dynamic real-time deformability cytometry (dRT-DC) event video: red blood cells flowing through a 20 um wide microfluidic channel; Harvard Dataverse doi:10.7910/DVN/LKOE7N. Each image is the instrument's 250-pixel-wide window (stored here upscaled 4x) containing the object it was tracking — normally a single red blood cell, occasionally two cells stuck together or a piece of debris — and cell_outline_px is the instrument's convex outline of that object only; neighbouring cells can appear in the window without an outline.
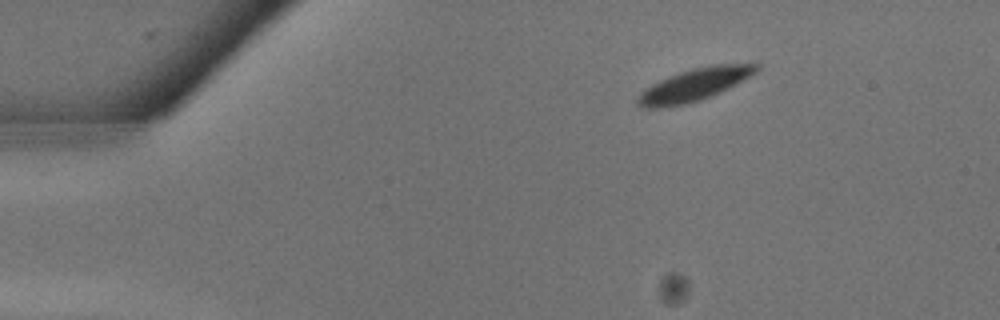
{"species": "common noctule bat (a hibernating species)", "species_latin": "Nyctalus noctula", "temperature_condition": "warm", "stored_images_in_passage": 19, "camera_frame_rate_fps": 3000, "um_per_image_px": 0.085, "animal": {"sex": "male", "body_mass_g": 13.3}, "frame": {"image": 1, "passage_image": 4, "time_ms": 1.0, "image_size_px": [1000, 320], "cell_outline_px": [[760, 68], [756, 72], [700, 100], [684, 104], [660, 108], [644, 108], [636, 104], [636, 100], [640, 92], [652, 84], [668, 76], [692, 68], [712, 64], [760, 64]], "centroid_in_image_um": [58.92, 7.2], "position_along_channel_um": 26.1, "area_um2": 21.73}}
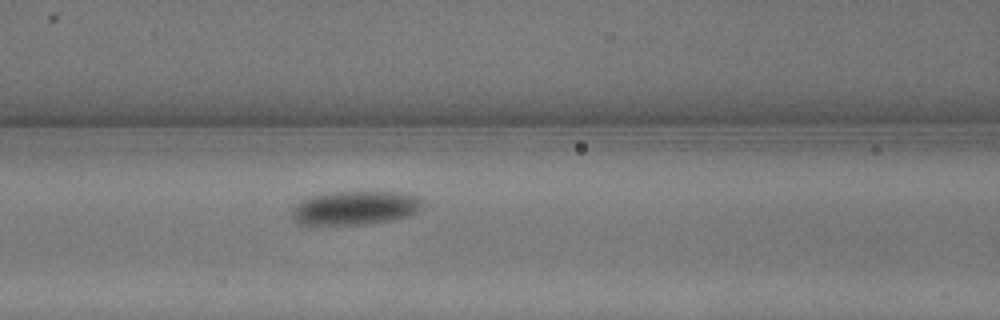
{"frame": {"image": 2, "passage_image": 12, "time_ms": 3.667, "image_size_px": [1000, 320], "cell_outline_px": [[424, 200], [416, 212], [408, 216], [392, 220], [364, 224], [300, 224], [292, 216], [292, 212], [296, 204], [300, 200], [312, 196], [328, 192], [408, 192], [420, 196]], "centroid_in_image_um": [30.24, 17.65], "position_along_channel_um": 136.4, "area_um2": 25.72}}
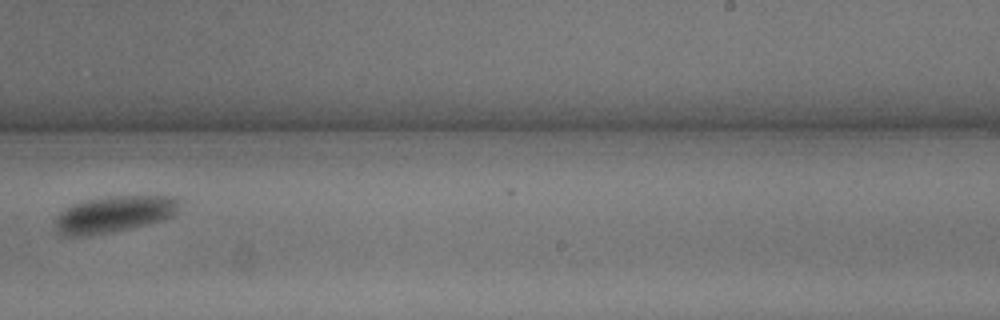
{"frame": {"image": 3, "passage_image": 18, "time_ms": 5.667, "image_size_px": [1000, 320], "cell_outline_px": [[184, 200], [172, 216], [164, 220], [132, 228], [112, 232], [88, 236], [64, 236], [56, 232], [52, 224], [56, 216], [64, 208], [80, 200], [96, 196], [180, 196]], "centroid_in_image_um": [9.66, 18.19], "position_along_channel_um": 279.3, "area_um2": 27.51}}